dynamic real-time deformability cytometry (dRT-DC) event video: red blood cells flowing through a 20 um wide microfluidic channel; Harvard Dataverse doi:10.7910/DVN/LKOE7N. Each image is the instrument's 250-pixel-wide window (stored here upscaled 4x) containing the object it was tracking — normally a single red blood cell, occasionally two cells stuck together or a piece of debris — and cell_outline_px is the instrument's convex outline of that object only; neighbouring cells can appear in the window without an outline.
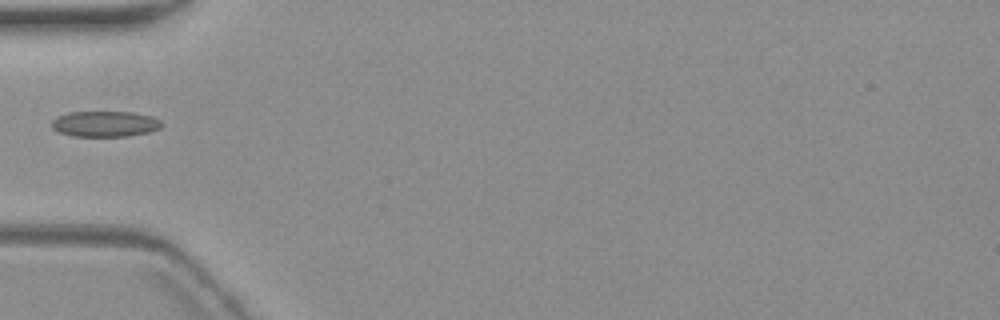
{"species": "common noctule bat (a hibernating species)", "species_latin": "Nyctalus noctula", "temperature_condition": "warm", "stored_images_in_passage": 1, "camera_frame_rate_fps": 3000, "um_per_image_px": 0.085, "animal": {"sex": "female", "body_mass_g": 19.3, "forearm_length_mm": 54.1}, "frame": {"image": 1, "passage_image": 1, "time_ms": 0.0, "image_size_px": [1000, 320], "cell_outline_px": [[164, 124], [160, 128], [148, 132], [128, 136], [72, 136], [60, 132], [52, 128], [52, 120], [56, 116], [68, 112], [136, 112], [152, 116], [160, 120]], "centroid_in_image_um": [8.94, 10.52], "position_along_channel_um": 76.1, "area_um2": 16.59}}